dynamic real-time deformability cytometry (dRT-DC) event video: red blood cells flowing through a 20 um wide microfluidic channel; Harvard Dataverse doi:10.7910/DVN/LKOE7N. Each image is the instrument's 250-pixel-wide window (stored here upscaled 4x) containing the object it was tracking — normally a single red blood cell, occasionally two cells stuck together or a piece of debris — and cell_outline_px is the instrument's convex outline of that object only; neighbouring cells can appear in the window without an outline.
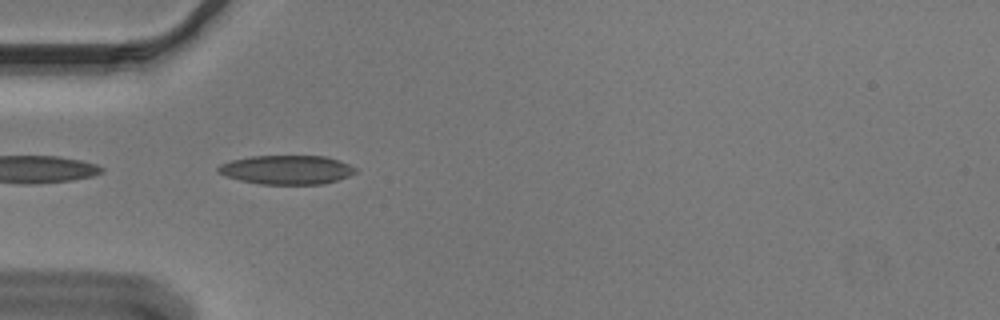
{"species": "Egyptian fruit bat (a non-hibernating species)", "species_latin": "Rousettus aegyptiacus", "temperature_condition": "cold", "stored_images_in_passage": 39, "camera_frame_rate_fps": 3000, "um_per_image_px": 0.085, "animal": {"sex": "male"}, "frame": {"image": 1, "passage_image": 1, "time_ms": 0.0, "image_size_px": [1000, 320], "cell_outline_px": [[356, 172], [348, 176], [324, 184], [260, 184], [240, 180], [224, 176], [216, 172], [216, 168], [220, 164], [232, 160], [252, 156], [324, 156], [340, 160], [356, 168]], "centroid_in_image_um": [24.34, 14.43], "position_along_channel_um": 60.7, "area_um2": 23.24}}
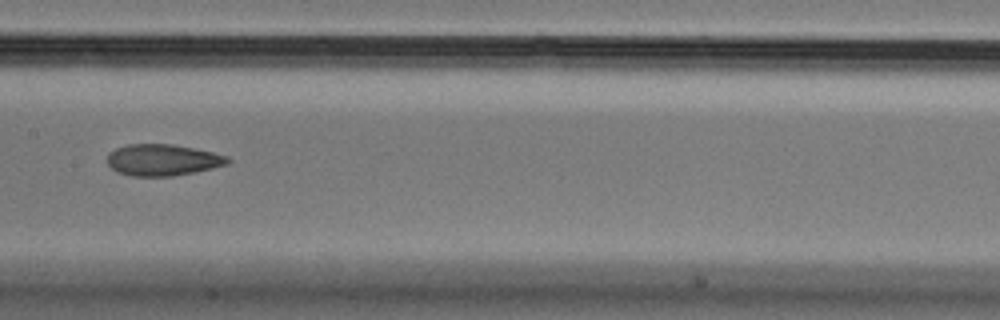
{"frame": {"image": 2, "passage_image": 12, "time_ms": 3.667, "image_size_px": [1000, 320], "cell_outline_px": [[232, 160], [228, 164], [212, 168], [172, 176], [132, 176], [116, 172], [108, 164], [108, 152], [116, 148], [128, 144], [172, 144], [212, 152], [228, 156]], "centroid_in_image_um": [13.82, 13.59], "position_along_channel_um": 193.6, "area_um2": 22.02}, "authors_computed_cell_mechanics": {"area_um2": 23.0044, "velocity_mm_per_s": 3.6784, "shape_relaxation_time_tau1_ms": null, "shape_relaxation_time_tau2_ms": 3.2215, "deformation_change_tau1": null, "deformation_change_tau2": 0.1085}}